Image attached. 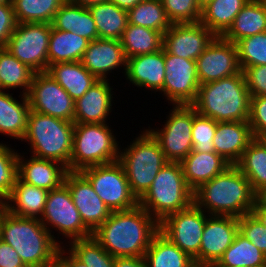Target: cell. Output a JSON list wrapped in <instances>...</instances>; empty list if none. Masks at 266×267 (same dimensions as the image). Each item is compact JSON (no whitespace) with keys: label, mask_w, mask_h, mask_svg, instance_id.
Here are the masks:
<instances>
[{"label":"cell","mask_w":266,"mask_h":267,"mask_svg":"<svg viewBox=\"0 0 266 267\" xmlns=\"http://www.w3.org/2000/svg\"><path fill=\"white\" fill-rule=\"evenodd\" d=\"M0 267H27L15 249L0 239Z\"/></svg>","instance_id":"50"},{"label":"cell","mask_w":266,"mask_h":267,"mask_svg":"<svg viewBox=\"0 0 266 267\" xmlns=\"http://www.w3.org/2000/svg\"><path fill=\"white\" fill-rule=\"evenodd\" d=\"M0 143V199L5 202L11 195L18 177V151Z\"/></svg>","instance_id":"43"},{"label":"cell","mask_w":266,"mask_h":267,"mask_svg":"<svg viewBox=\"0 0 266 267\" xmlns=\"http://www.w3.org/2000/svg\"><path fill=\"white\" fill-rule=\"evenodd\" d=\"M192 203L193 191L187 186L181 163L178 162H167L139 199V206L158 223Z\"/></svg>","instance_id":"5"},{"label":"cell","mask_w":266,"mask_h":267,"mask_svg":"<svg viewBox=\"0 0 266 267\" xmlns=\"http://www.w3.org/2000/svg\"><path fill=\"white\" fill-rule=\"evenodd\" d=\"M235 166L248 178L255 194L266 188V138H254Z\"/></svg>","instance_id":"33"},{"label":"cell","mask_w":266,"mask_h":267,"mask_svg":"<svg viewBox=\"0 0 266 267\" xmlns=\"http://www.w3.org/2000/svg\"><path fill=\"white\" fill-rule=\"evenodd\" d=\"M74 122L30 111L22 141L28 142L32 156L62 163L69 171Z\"/></svg>","instance_id":"6"},{"label":"cell","mask_w":266,"mask_h":267,"mask_svg":"<svg viewBox=\"0 0 266 267\" xmlns=\"http://www.w3.org/2000/svg\"><path fill=\"white\" fill-rule=\"evenodd\" d=\"M207 217L208 214L193 202L188 208L167 216L159 223V231L195 259L200 251Z\"/></svg>","instance_id":"13"},{"label":"cell","mask_w":266,"mask_h":267,"mask_svg":"<svg viewBox=\"0 0 266 267\" xmlns=\"http://www.w3.org/2000/svg\"><path fill=\"white\" fill-rule=\"evenodd\" d=\"M27 98L31 110L74 122L75 101L48 73H35Z\"/></svg>","instance_id":"14"},{"label":"cell","mask_w":266,"mask_h":267,"mask_svg":"<svg viewBox=\"0 0 266 267\" xmlns=\"http://www.w3.org/2000/svg\"><path fill=\"white\" fill-rule=\"evenodd\" d=\"M238 232L266 255V227L252 213L238 218Z\"/></svg>","instance_id":"46"},{"label":"cell","mask_w":266,"mask_h":267,"mask_svg":"<svg viewBox=\"0 0 266 267\" xmlns=\"http://www.w3.org/2000/svg\"><path fill=\"white\" fill-rule=\"evenodd\" d=\"M64 246H60L57 254V266L58 267H89L85 263L78 260L70 251L66 252ZM65 254H67L65 256Z\"/></svg>","instance_id":"51"},{"label":"cell","mask_w":266,"mask_h":267,"mask_svg":"<svg viewBox=\"0 0 266 267\" xmlns=\"http://www.w3.org/2000/svg\"><path fill=\"white\" fill-rule=\"evenodd\" d=\"M114 267H148L144 256L141 257H115Z\"/></svg>","instance_id":"52"},{"label":"cell","mask_w":266,"mask_h":267,"mask_svg":"<svg viewBox=\"0 0 266 267\" xmlns=\"http://www.w3.org/2000/svg\"><path fill=\"white\" fill-rule=\"evenodd\" d=\"M116 140L107 123H74L69 171L118 161L120 146Z\"/></svg>","instance_id":"8"},{"label":"cell","mask_w":266,"mask_h":267,"mask_svg":"<svg viewBox=\"0 0 266 267\" xmlns=\"http://www.w3.org/2000/svg\"><path fill=\"white\" fill-rule=\"evenodd\" d=\"M237 233L238 218L209 215L201 237L199 254L194 259L195 264L212 267L232 244Z\"/></svg>","instance_id":"17"},{"label":"cell","mask_w":266,"mask_h":267,"mask_svg":"<svg viewBox=\"0 0 266 267\" xmlns=\"http://www.w3.org/2000/svg\"><path fill=\"white\" fill-rule=\"evenodd\" d=\"M139 135L125 149L120 148L118 159L125 170L131 191L138 200L168 162L159 143L146 129Z\"/></svg>","instance_id":"7"},{"label":"cell","mask_w":266,"mask_h":267,"mask_svg":"<svg viewBox=\"0 0 266 267\" xmlns=\"http://www.w3.org/2000/svg\"><path fill=\"white\" fill-rule=\"evenodd\" d=\"M51 24L18 23L5 49L36 73L48 69Z\"/></svg>","instance_id":"11"},{"label":"cell","mask_w":266,"mask_h":267,"mask_svg":"<svg viewBox=\"0 0 266 267\" xmlns=\"http://www.w3.org/2000/svg\"><path fill=\"white\" fill-rule=\"evenodd\" d=\"M17 24L12 2L0 4V48H5Z\"/></svg>","instance_id":"49"},{"label":"cell","mask_w":266,"mask_h":267,"mask_svg":"<svg viewBox=\"0 0 266 267\" xmlns=\"http://www.w3.org/2000/svg\"><path fill=\"white\" fill-rule=\"evenodd\" d=\"M256 199L266 207V188L262 189L260 192L256 194Z\"/></svg>","instance_id":"56"},{"label":"cell","mask_w":266,"mask_h":267,"mask_svg":"<svg viewBox=\"0 0 266 267\" xmlns=\"http://www.w3.org/2000/svg\"><path fill=\"white\" fill-rule=\"evenodd\" d=\"M48 192L17 177L10 197L4 202V208L15 216L40 220Z\"/></svg>","instance_id":"26"},{"label":"cell","mask_w":266,"mask_h":267,"mask_svg":"<svg viewBox=\"0 0 266 267\" xmlns=\"http://www.w3.org/2000/svg\"><path fill=\"white\" fill-rule=\"evenodd\" d=\"M89 42V40L76 33L56 30L51 26L48 67L60 62L81 61Z\"/></svg>","instance_id":"31"},{"label":"cell","mask_w":266,"mask_h":267,"mask_svg":"<svg viewBox=\"0 0 266 267\" xmlns=\"http://www.w3.org/2000/svg\"><path fill=\"white\" fill-rule=\"evenodd\" d=\"M17 23H48L65 0H11Z\"/></svg>","instance_id":"40"},{"label":"cell","mask_w":266,"mask_h":267,"mask_svg":"<svg viewBox=\"0 0 266 267\" xmlns=\"http://www.w3.org/2000/svg\"><path fill=\"white\" fill-rule=\"evenodd\" d=\"M89 10L95 20L98 38L120 40L128 25L126 10L110 1L93 5Z\"/></svg>","instance_id":"35"},{"label":"cell","mask_w":266,"mask_h":267,"mask_svg":"<svg viewBox=\"0 0 266 267\" xmlns=\"http://www.w3.org/2000/svg\"><path fill=\"white\" fill-rule=\"evenodd\" d=\"M173 106L163 128L146 130L159 143L168 162L181 163L193 150L191 137L193 106Z\"/></svg>","instance_id":"12"},{"label":"cell","mask_w":266,"mask_h":267,"mask_svg":"<svg viewBox=\"0 0 266 267\" xmlns=\"http://www.w3.org/2000/svg\"><path fill=\"white\" fill-rule=\"evenodd\" d=\"M194 267H210V266L195 265Z\"/></svg>","instance_id":"61"},{"label":"cell","mask_w":266,"mask_h":267,"mask_svg":"<svg viewBox=\"0 0 266 267\" xmlns=\"http://www.w3.org/2000/svg\"><path fill=\"white\" fill-rule=\"evenodd\" d=\"M108 80H98L75 101L74 123H107L106 119L112 112L114 95Z\"/></svg>","instance_id":"21"},{"label":"cell","mask_w":266,"mask_h":267,"mask_svg":"<svg viewBox=\"0 0 266 267\" xmlns=\"http://www.w3.org/2000/svg\"><path fill=\"white\" fill-rule=\"evenodd\" d=\"M200 84L217 81L240 73L241 67L235 43L216 36L196 59Z\"/></svg>","instance_id":"16"},{"label":"cell","mask_w":266,"mask_h":267,"mask_svg":"<svg viewBox=\"0 0 266 267\" xmlns=\"http://www.w3.org/2000/svg\"><path fill=\"white\" fill-rule=\"evenodd\" d=\"M46 73H48L74 101L81 98L98 81V79L83 66L81 61L51 64Z\"/></svg>","instance_id":"27"},{"label":"cell","mask_w":266,"mask_h":267,"mask_svg":"<svg viewBox=\"0 0 266 267\" xmlns=\"http://www.w3.org/2000/svg\"><path fill=\"white\" fill-rule=\"evenodd\" d=\"M235 44L242 71L246 67L266 65V32L240 39Z\"/></svg>","instance_id":"42"},{"label":"cell","mask_w":266,"mask_h":267,"mask_svg":"<svg viewBox=\"0 0 266 267\" xmlns=\"http://www.w3.org/2000/svg\"><path fill=\"white\" fill-rule=\"evenodd\" d=\"M53 29L71 31L89 41L98 39L95 20L89 10L70 1H65L51 22Z\"/></svg>","instance_id":"29"},{"label":"cell","mask_w":266,"mask_h":267,"mask_svg":"<svg viewBox=\"0 0 266 267\" xmlns=\"http://www.w3.org/2000/svg\"><path fill=\"white\" fill-rule=\"evenodd\" d=\"M197 1L202 8L203 6H205L206 4H208L212 0H197Z\"/></svg>","instance_id":"57"},{"label":"cell","mask_w":266,"mask_h":267,"mask_svg":"<svg viewBox=\"0 0 266 267\" xmlns=\"http://www.w3.org/2000/svg\"><path fill=\"white\" fill-rule=\"evenodd\" d=\"M18 153V177L32 186L51 191L60 187L68 169L60 162L31 156L28 160ZM25 158V159H24Z\"/></svg>","instance_id":"22"},{"label":"cell","mask_w":266,"mask_h":267,"mask_svg":"<svg viewBox=\"0 0 266 267\" xmlns=\"http://www.w3.org/2000/svg\"><path fill=\"white\" fill-rule=\"evenodd\" d=\"M35 73L8 50L0 48V90L20 88L27 95Z\"/></svg>","instance_id":"38"},{"label":"cell","mask_w":266,"mask_h":267,"mask_svg":"<svg viewBox=\"0 0 266 267\" xmlns=\"http://www.w3.org/2000/svg\"><path fill=\"white\" fill-rule=\"evenodd\" d=\"M70 251L89 267H114L115 257L110 255L93 236L69 242Z\"/></svg>","instance_id":"41"},{"label":"cell","mask_w":266,"mask_h":267,"mask_svg":"<svg viewBox=\"0 0 266 267\" xmlns=\"http://www.w3.org/2000/svg\"><path fill=\"white\" fill-rule=\"evenodd\" d=\"M4 208V202L0 199V209Z\"/></svg>","instance_id":"59"},{"label":"cell","mask_w":266,"mask_h":267,"mask_svg":"<svg viewBox=\"0 0 266 267\" xmlns=\"http://www.w3.org/2000/svg\"><path fill=\"white\" fill-rule=\"evenodd\" d=\"M263 7L266 9V0H259Z\"/></svg>","instance_id":"58"},{"label":"cell","mask_w":266,"mask_h":267,"mask_svg":"<svg viewBox=\"0 0 266 267\" xmlns=\"http://www.w3.org/2000/svg\"><path fill=\"white\" fill-rule=\"evenodd\" d=\"M165 79L161 92L173 105H192L198 94L199 80L195 60L169 54L164 49Z\"/></svg>","instance_id":"15"},{"label":"cell","mask_w":266,"mask_h":267,"mask_svg":"<svg viewBox=\"0 0 266 267\" xmlns=\"http://www.w3.org/2000/svg\"><path fill=\"white\" fill-rule=\"evenodd\" d=\"M84 225L93 233L112 212L80 171H68L64 180Z\"/></svg>","instance_id":"19"},{"label":"cell","mask_w":266,"mask_h":267,"mask_svg":"<svg viewBox=\"0 0 266 267\" xmlns=\"http://www.w3.org/2000/svg\"><path fill=\"white\" fill-rule=\"evenodd\" d=\"M144 258L148 267H194V259L160 231L152 238Z\"/></svg>","instance_id":"32"},{"label":"cell","mask_w":266,"mask_h":267,"mask_svg":"<svg viewBox=\"0 0 266 267\" xmlns=\"http://www.w3.org/2000/svg\"><path fill=\"white\" fill-rule=\"evenodd\" d=\"M158 232L159 223L138 205L112 211L92 236L113 257H141Z\"/></svg>","instance_id":"1"},{"label":"cell","mask_w":266,"mask_h":267,"mask_svg":"<svg viewBox=\"0 0 266 267\" xmlns=\"http://www.w3.org/2000/svg\"><path fill=\"white\" fill-rule=\"evenodd\" d=\"M249 125L254 138H266V96L250 97Z\"/></svg>","instance_id":"47"},{"label":"cell","mask_w":266,"mask_h":267,"mask_svg":"<svg viewBox=\"0 0 266 267\" xmlns=\"http://www.w3.org/2000/svg\"><path fill=\"white\" fill-rule=\"evenodd\" d=\"M7 2H11V0H0V4L7 3Z\"/></svg>","instance_id":"60"},{"label":"cell","mask_w":266,"mask_h":267,"mask_svg":"<svg viewBox=\"0 0 266 267\" xmlns=\"http://www.w3.org/2000/svg\"><path fill=\"white\" fill-rule=\"evenodd\" d=\"M255 200L248 178L235 165L193 192V202L208 215L240 218L251 213Z\"/></svg>","instance_id":"3"},{"label":"cell","mask_w":266,"mask_h":267,"mask_svg":"<svg viewBox=\"0 0 266 267\" xmlns=\"http://www.w3.org/2000/svg\"><path fill=\"white\" fill-rule=\"evenodd\" d=\"M236 266L266 267V255L239 232L223 256L212 267Z\"/></svg>","instance_id":"37"},{"label":"cell","mask_w":266,"mask_h":267,"mask_svg":"<svg viewBox=\"0 0 266 267\" xmlns=\"http://www.w3.org/2000/svg\"><path fill=\"white\" fill-rule=\"evenodd\" d=\"M81 63L98 80H107V75L119 68L127 69V57L120 40L95 39L90 41Z\"/></svg>","instance_id":"20"},{"label":"cell","mask_w":266,"mask_h":267,"mask_svg":"<svg viewBox=\"0 0 266 267\" xmlns=\"http://www.w3.org/2000/svg\"><path fill=\"white\" fill-rule=\"evenodd\" d=\"M249 0H212L202 7L200 23L222 36Z\"/></svg>","instance_id":"34"},{"label":"cell","mask_w":266,"mask_h":267,"mask_svg":"<svg viewBox=\"0 0 266 267\" xmlns=\"http://www.w3.org/2000/svg\"><path fill=\"white\" fill-rule=\"evenodd\" d=\"M217 122L210 117L200 115L193 107V126L191 130L193 150L197 152H215L213 137Z\"/></svg>","instance_id":"44"},{"label":"cell","mask_w":266,"mask_h":267,"mask_svg":"<svg viewBox=\"0 0 266 267\" xmlns=\"http://www.w3.org/2000/svg\"><path fill=\"white\" fill-rule=\"evenodd\" d=\"M215 37L200 22L172 23L163 34V48L174 56L196 61Z\"/></svg>","instance_id":"18"},{"label":"cell","mask_w":266,"mask_h":267,"mask_svg":"<svg viewBox=\"0 0 266 267\" xmlns=\"http://www.w3.org/2000/svg\"><path fill=\"white\" fill-rule=\"evenodd\" d=\"M108 0H70V2L85 7V8H89L93 5L99 4V3H103L106 2Z\"/></svg>","instance_id":"55"},{"label":"cell","mask_w":266,"mask_h":267,"mask_svg":"<svg viewBox=\"0 0 266 267\" xmlns=\"http://www.w3.org/2000/svg\"><path fill=\"white\" fill-rule=\"evenodd\" d=\"M266 32V9L259 0H249L222 37L232 43Z\"/></svg>","instance_id":"30"},{"label":"cell","mask_w":266,"mask_h":267,"mask_svg":"<svg viewBox=\"0 0 266 267\" xmlns=\"http://www.w3.org/2000/svg\"><path fill=\"white\" fill-rule=\"evenodd\" d=\"M250 97L241 71L236 75L200 84L192 106L197 113L216 122L249 121Z\"/></svg>","instance_id":"4"},{"label":"cell","mask_w":266,"mask_h":267,"mask_svg":"<svg viewBox=\"0 0 266 267\" xmlns=\"http://www.w3.org/2000/svg\"><path fill=\"white\" fill-rule=\"evenodd\" d=\"M231 164L216 152L191 151L181 162L187 186L194 192Z\"/></svg>","instance_id":"25"},{"label":"cell","mask_w":266,"mask_h":267,"mask_svg":"<svg viewBox=\"0 0 266 267\" xmlns=\"http://www.w3.org/2000/svg\"><path fill=\"white\" fill-rule=\"evenodd\" d=\"M80 172L111 211H126L139 205L119 161L90 166Z\"/></svg>","instance_id":"9"},{"label":"cell","mask_w":266,"mask_h":267,"mask_svg":"<svg viewBox=\"0 0 266 267\" xmlns=\"http://www.w3.org/2000/svg\"><path fill=\"white\" fill-rule=\"evenodd\" d=\"M171 23L200 22L202 8L197 0H161Z\"/></svg>","instance_id":"45"},{"label":"cell","mask_w":266,"mask_h":267,"mask_svg":"<svg viewBox=\"0 0 266 267\" xmlns=\"http://www.w3.org/2000/svg\"><path fill=\"white\" fill-rule=\"evenodd\" d=\"M108 1L114 3L119 8L128 11L132 9L135 5H137L139 2L144 0H108Z\"/></svg>","instance_id":"54"},{"label":"cell","mask_w":266,"mask_h":267,"mask_svg":"<svg viewBox=\"0 0 266 267\" xmlns=\"http://www.w3.org/2000/svg\"><path fill=\"white\" fill-rule=\"evenodd\" d=\"M126 80L139 88L161 91L165 79L164 48L157 52L127 58Z\"/></svg>","instance_id":"24"},{"label":"cell","mask_w":266,"mask_h":267,"mask_svg":"<svg viewBox=\"0 0 266 267\" xmlns=\"http://www.w3.org/2000/svg\"><path fill=\"white\" fill-rule=\"evenodd\" d=\"M127 58L157 52L163 48V34L138 25H127L120 38Z\"/></svg>","instance_id":"36"},{"label":"cell","mask_w":266,"mask_h":267,"mask_svg":"<svg viewBox=\"0 0 266 267\" xmlns=\"http://www.w3.org/2000/svg\"><path fill=\"white\" fill-rule=\"evenodd\" d=\"M251 213L266 227V207H264L257 199Z\"/></svg>","instance_id":"53"},{"label":"cell","mask_w":266,"mask_h":267,"mask_svg":"<svg viewBox=\"0 0 266 267\" xmlns=\"http://www.w3.org/2000/svg\"><path fill=\"white\" fill-rule=\"evenodd\" d=\"M128 23L164 34L172 25L161 0H144L127 11Z\"/></svg>","instance_id":"39"},{"label":"cell","mask_w":266,"mask_h":267,"mask_svg":"<svg viewBox=\"0 0 266 267\" xmlns=\"http://www.w3.org/2000/svg\"><path fill=\"white\" fill-rule=\"evenodd\" d=\"M40 221L51 235L50 227L64 235L70 242L92 236V232L84 225L65 183L48 192Z\"/></svg>","instance_id":"10"},{"label":"cell","mask_w":266,"mask_h":267,"mask_svg":"<svg viewBox=\"0 0 266 267\" xmlns=\"http://www.w3.org/2000/svg\"><path fill=\"white\" fill-rule=\"evenodd\" d=\"M39 219L15 216L0 209V239L11 245L27 267H55L63 242L55 239Z\"/></svg>","instance_id":"2"},{"label":"cell","mask_w":266,"mask_h":267,"mask_svg":"<svg viewBox=\"0 0 266 267\" xmlns=\"http://www.w3.org/2000/svg\"><path fill=\"white\" fill-rule=\"evenodd\" d=\"M242 72L250 96H266V65L246 67Z\"/></svg>","instance_id":"48"},{"label":"cell","mask_w":266,"mask_h":267,"mask_svg":"<svg viewBox=\"0 0 266 267\" xmlns=\"http://www.w3.org/2000/svg\"><path fill=\"white\" fill-rule=\"evenodd\" d=\"M0 90V133L21 140L28 127L30 105L27 95L20 94V101Z\"/></svg>","instance_id":"28"},{"label":"cell","mask_w":266,"mask_h":267,"mask_svg":"<svg viewBox=\"0 0 266 267\" xmlns=\"http://www.w3.org/2000/svg\"><path fill=\"white\" fill-rule=\"evenodd\" d=\"M253 139L248 121L217 122L213 145L217 154L235 165Z\"/></svg>","instance_id":"23"}]
</instances>
